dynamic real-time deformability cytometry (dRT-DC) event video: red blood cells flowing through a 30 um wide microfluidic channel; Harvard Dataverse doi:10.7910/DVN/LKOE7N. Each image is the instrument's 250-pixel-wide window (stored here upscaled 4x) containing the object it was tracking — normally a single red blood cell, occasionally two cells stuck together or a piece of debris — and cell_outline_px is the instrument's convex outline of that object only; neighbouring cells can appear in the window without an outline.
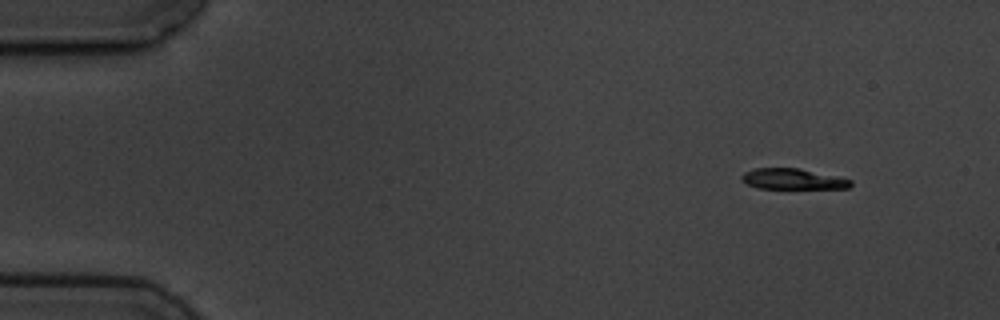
{"species": "common noctule bat (a hibernating species)", "species_latin": "Nyctalus noctula", "temperature_condition": "cold", "stored_images_in_passage": 4, "camera_frame_rate_fps": 3000, "um_per_image_px": 0.085, "animal": {"sex": "male", "body_mass_g": 19.5, "forearm_length_mm": 54.6}, "frame": {"image": 1, "passage_image": 1, "time_ms": 0.0, "image_size_px": [1000, 320], "cell_outline_px": [[852, 184], [848, 188], [760, 188], [748, 184], [740, 180], [740, 176], [744, 172], [756, 168], [800, 168], [840, 176], [852, 180]], "centroid_in_image_um": [67.41, 15.2], "position_along_channel_um": 17.6, "area_um2": 13.24}}
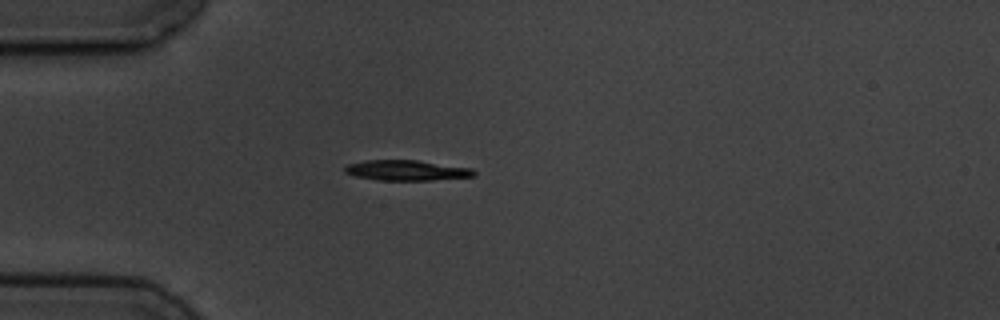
{"frame": {"image": 2, "passage_image": 3, "time_ms": 3.333, "image_size_px": [1000, 320], "cell_outline_px": [[476, 176], [432, 180], [376, 180], [356, 176], [344, 172], [344, 164], [364, 160], [416, 160], [472, 168], [476, 172]], "centroid_in_image_um": [34.53, 14.47], "position_along_channel_um": 50.5, "area_um2": 15.43}}